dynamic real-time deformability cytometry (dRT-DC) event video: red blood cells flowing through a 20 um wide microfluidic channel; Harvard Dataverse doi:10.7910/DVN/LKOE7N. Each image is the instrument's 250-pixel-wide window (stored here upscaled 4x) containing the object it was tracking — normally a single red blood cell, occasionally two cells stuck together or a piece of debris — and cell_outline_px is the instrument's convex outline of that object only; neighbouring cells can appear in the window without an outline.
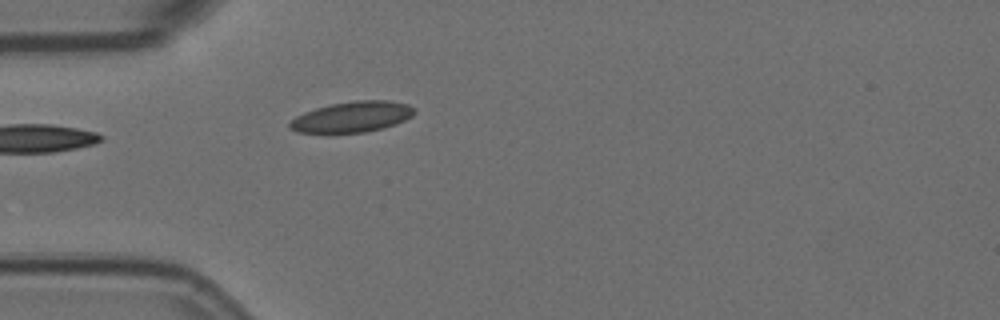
{"species": "Egyptian fruit bat (a non-hibernating species)", "species_latin": "Rousettus aegyptiacus", "temperature_condition": "room temperature", "stored_images_in_passage": 5, "camera_frame_rate_fps": 3000, "um_per_image_px": 0.085, "animal": {"sex": "female"}, "frame": {"image": 1, "passage_image": 5, "time_ms": 1.333, "image_size_px": [1000, 320], "cell_outline_px": [[416, 112], [412, 116], [396, 124], [384, 128], [364, 132], [296, 132], [288, 128], [288, 124], [296, 116], [304, 112], [316, 108], [332, 104], [356, 100], [388, 100], [408, 104], [416, 108]], "centroid_in_image_um": [29.96, 9.92], "position_along_channel_um": 55.0, "area_um2": 22.25}}